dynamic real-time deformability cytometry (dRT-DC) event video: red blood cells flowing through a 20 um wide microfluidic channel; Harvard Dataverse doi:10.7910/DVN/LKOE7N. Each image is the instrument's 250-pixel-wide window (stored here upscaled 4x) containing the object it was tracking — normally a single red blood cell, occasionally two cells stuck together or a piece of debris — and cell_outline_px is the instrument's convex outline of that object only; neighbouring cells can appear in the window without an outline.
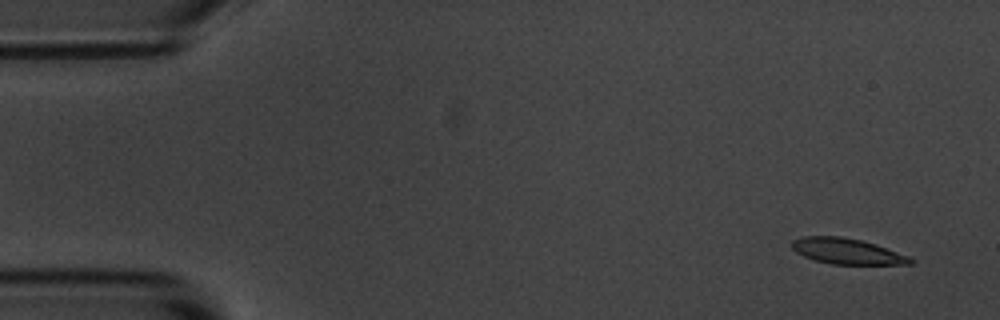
{"species": "common noctule bat (a hibernating species)", "species_latin": "Nyctalus noctula", "temperature_condition": "room temperature", "stored_images_in_passage": 53, "camera_frame_rate_fps": 3000, "um_per_image_px": 0.085, "animal": {"sex": "male", "body_mass_g": 20.1, "forearm_length_mm": 53.5}, "frame": {"image": 1, "passage_image": 1, "time_ms": 0.0, "image_size_px": [1000, 320], "cell_outline_px": [[916, 260], [912, 264], [832, 264], [816, 260], [804, 256], [796, 252], [792, 248], [792, 240], [804, 236], [840, 236], [860, 240], [876, 244], [908, 256]], "centroid_in_image_um": [72.0, 21.35], "position_along_channel_um": 13.0, "area_um2": 17.63}}
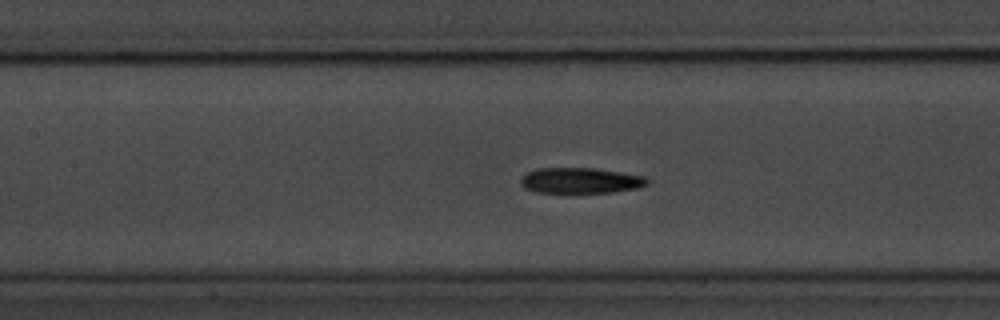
{"frame": {"image": 2, "passage_image": 22, "time_ms": 7.0, "image_size_px": [1000, 320], "cell_outline_px": [[648, 184], [636, 188], [612, 192], [536, 192], [524, 188], [520, 184], [520, 180], [528, 172], [536, 168], [592, 168], [620, 172], [644, 176], [648, 180]], "centroid_in_image_um": [49.32, 15.34], "position_along_channel_um": 158.1, "area_um2": 18.67}}
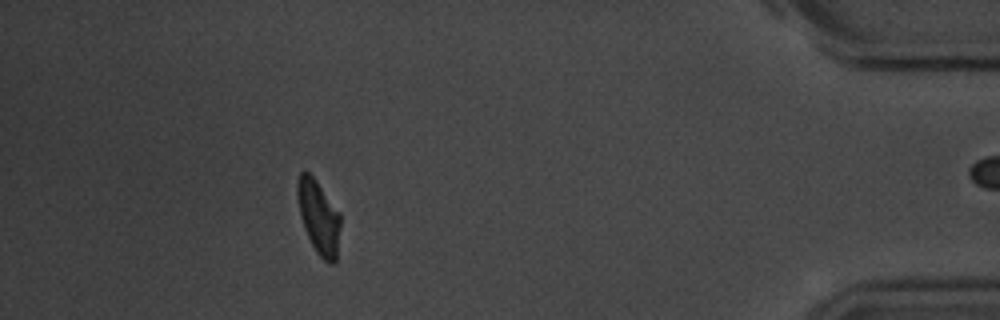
{"frame": {"image": 3, "passage_image": 47, "time_ms": 15.333, "image_size_px": [1000, 320], "cell_outline_px": [[340, 224], [336, 264], [328, 264], [316, 252], [304, 228], [300, 216], [296, 196], [296, 184], [300, 172], [308, 172], [316, 180], [340, 212]], "centroid_in_image_um": [27.08, 18.46], "position_along_channel_um": 408.1, "area_um2": 18.61}, "authors_computed_cell_mechanics": {"area_um2": 19.1318, "velocity_mm_per_s": 3.6527, "shape_relaxation_time_tau1_ms": 3.6333, "shape_relaxation_time_tau2_ms": 3.6452, "deformation_change_tau1": 0.1328, "deformation_change_tau2": 0.1112}}